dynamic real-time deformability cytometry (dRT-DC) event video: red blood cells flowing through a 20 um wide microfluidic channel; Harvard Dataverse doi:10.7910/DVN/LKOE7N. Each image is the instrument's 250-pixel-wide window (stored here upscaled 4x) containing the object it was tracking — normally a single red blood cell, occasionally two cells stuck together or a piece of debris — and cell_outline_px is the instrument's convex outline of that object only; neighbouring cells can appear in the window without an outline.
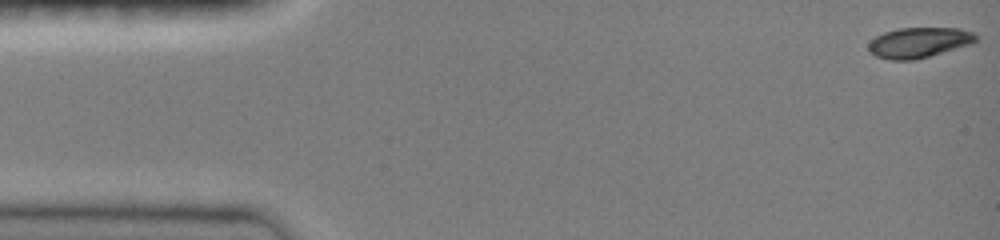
{"species": "common noctule bat (a hibernating species)", "species_latin": "Nyctalus noctula", "temperature_condition": "room temperature", "stored_images_in_passage": 46, "camera_frame_rate_fps": 3000, "um_per_image_px": 0.085, "animal": {"sex": "female", "body_mass_g": 19.0, "forearm_length_mm": 51.5}, "frame": {"image": 1, "passage_image": 1, "time_ms": 0.0, "image_size_px": [1000, 240], "cell_outline_px": [[980, 36], [972, 44], [916, 60], [888, 60], [876, 56], [868, 52], [868, 44], [876, 36], [884, 32], [900, 28], [960, 28], [976, 32]], "centroid_in_image_um": [78.14, 3.62], "position_along_channel_um": 6.9, "area_um2": 19.31}}
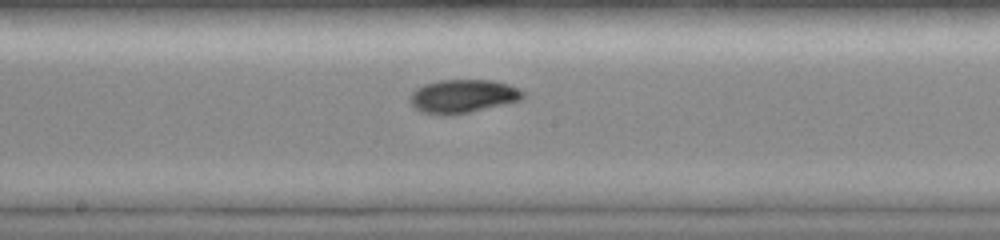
{"frame": {"image": 2, "passage_image": 25, "time_ms": 8.0, "image_size_px": [1000, 240], "cell_outline_px": [[524, 96], [520, 100], [504, 104], [452, 116], [444, 116], [420, 112], [408, 100], [412, 92], [416, 88], [424, 84], [440, 80], [492, 80], [508, 84], [524, 92]], "centroid_in_image_um": [39.29, 8.19], "position_along_channel_um": 208.9, "area_um2": 22.08}}
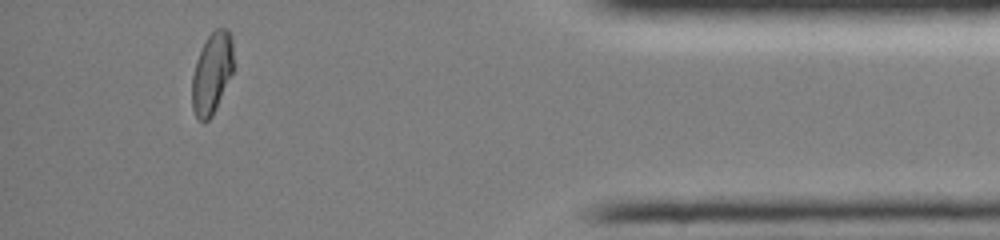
{"frame": {"image": 3, "passage_image": 43, "time_ms": 14.0, "image_size_px": [1000, 240], "cell_outline_px": [[232, 72], [216, 108], [212, 116], [208, 120], [200, 120], [196, 116], [192, 108], [192, 76], [196, 60], [208, 36], [216, 28], [228, 28], [232, 36]], "centroid_in_image_um": [18.0, 6.2], "position_along_channel_um": 417.2, "area_um2": 19.31}, "authors_computed_cell_mechanics": {"area_um2": 20.7502, "velocity_mm_per_s": 4.0668, "shape_relaxation_time_tau1_ms": 3.5617, "shape_relaxation_time_tau2_ms": 3.7398, "deformation_change_tau1": 0.1634, "deformation_change_tau2": 0.0325}}